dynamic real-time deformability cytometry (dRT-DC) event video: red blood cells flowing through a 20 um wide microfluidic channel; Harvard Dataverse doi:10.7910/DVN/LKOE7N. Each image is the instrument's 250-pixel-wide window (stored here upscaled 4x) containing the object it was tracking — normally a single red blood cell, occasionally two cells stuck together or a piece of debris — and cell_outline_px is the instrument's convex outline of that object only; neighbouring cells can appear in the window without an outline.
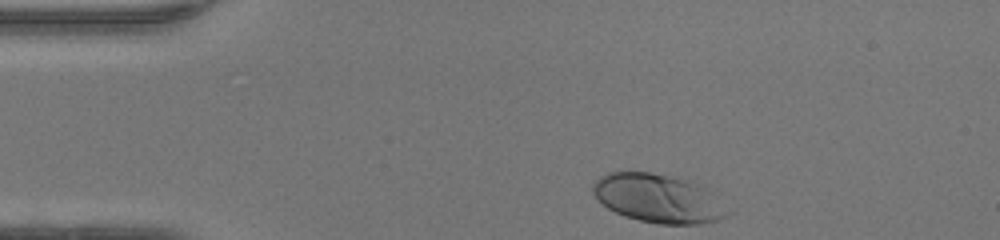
{"species": "human", "species_latin": "Homo sapiens", "temperature_condition": "warm", "stored_images_in_passage": 32, "camera_frame_rate_fps": 3000, "um_per_image_px": 0.085, "donor": {"sex": "female"}, "frame": {"image": 1, "passage_image": 1, "time_ms": 0.0, "image_size_px": [1000, 240], "cell_outline_px": [[736, 212], [720, 220], [700, 224], [660, 224], [640, 220], [624, 216], [608, 208], [592, 192], [592, 184], [600, 176], [608, 172], [648, 172], [668, 176], [696, 184]], "centroid_in_image_um": [55.97, 16.89], "position_along_channel_um": 29.0, "area_um2": 37.74}}
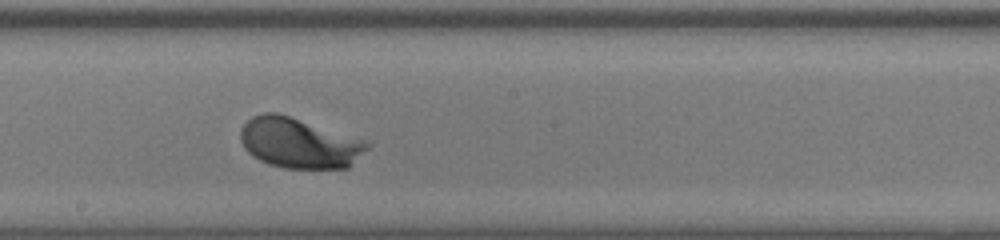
{"frame": {"image": 2, "passage_image": 19, "time_ms": 6.0, "image_size_px": [1000, 240], "cell_outline_px": [[368, 148], [348, 168], [284, 168], [268, 164], [252, 156], [244, 148], [240, 140], [240, 128], [252, 116], [264, 112], [276, 112], [364, 140], [368, 144]], "centroid_in_image_um": [25.36, 12.16], "position_along_channel_um": 222.8, "area_um2": 36.76}}
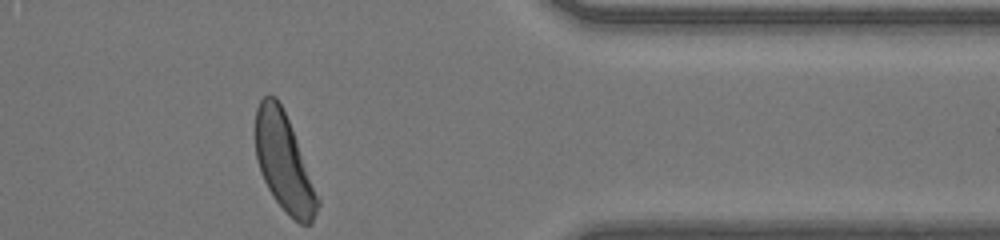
{"frame": {"image": 3, "passage_image": 32, "time_ms": 10.333, "image_size_px": [1000, 240], "cell_outline_px": [[320, 204], [312, 224], [300, 224], [288, 216], [276, 200], [268, 188], [260, 172], [256, 156], [256, 108], [260, 100], [264, 96], [276, 96], [288, 120], [320, 200]], "centroid_in_image_um": [24.14, 13.86], "position_along_channel_um": 387.3, "area_um2": 34.74}, "authors_computed_cell_mechanics": {"area_um2": 35.9516, "velocity_mm_per_s": 4.2328, "shape_relaxation_time_tau1_ms": 1.2435, "shape_relaxation_time_tau2_ms": null, "deformation_change_tau1": 0.1219, "deformation_change_tau2": null}}